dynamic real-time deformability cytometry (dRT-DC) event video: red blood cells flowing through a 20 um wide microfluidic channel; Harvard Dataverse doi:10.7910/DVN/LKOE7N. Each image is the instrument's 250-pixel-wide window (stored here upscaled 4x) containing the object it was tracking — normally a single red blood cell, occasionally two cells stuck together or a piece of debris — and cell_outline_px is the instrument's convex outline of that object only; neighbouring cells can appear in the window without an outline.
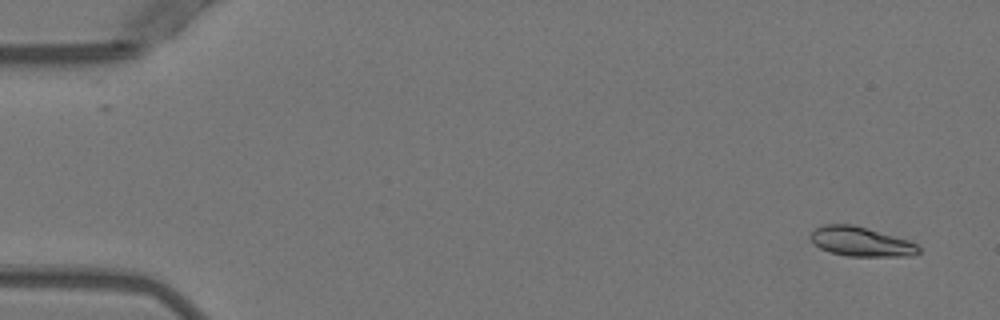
{"species": "Egyptian fruit bat (a non-hibernating species)", "species_latin": "Rousettus aegyptiacus", "temperature_condition": "warm", "stored_images_in_passage": 9, "camera_frame_rate_fps": 3000, "um_per_image_px": 0.085, "animal": {"sex": "female"}, "frame": {"image": 1, "passage_image": 3, "time_ms": 0.667, "image_size_px": [1000, 320], "cell_outline_px": [[920, 252], [908, 256], [848, 256], [832, 252], [820, 248], [812, 244], [808, 236], [816, 228], [824, 224], [852, 224], [908, 240], [916, 244], [920, 248]], "centroid_in_image_um": [73.13, 20.54], "position_along_channel_um": 11.9, "area_um2": 18.44}}